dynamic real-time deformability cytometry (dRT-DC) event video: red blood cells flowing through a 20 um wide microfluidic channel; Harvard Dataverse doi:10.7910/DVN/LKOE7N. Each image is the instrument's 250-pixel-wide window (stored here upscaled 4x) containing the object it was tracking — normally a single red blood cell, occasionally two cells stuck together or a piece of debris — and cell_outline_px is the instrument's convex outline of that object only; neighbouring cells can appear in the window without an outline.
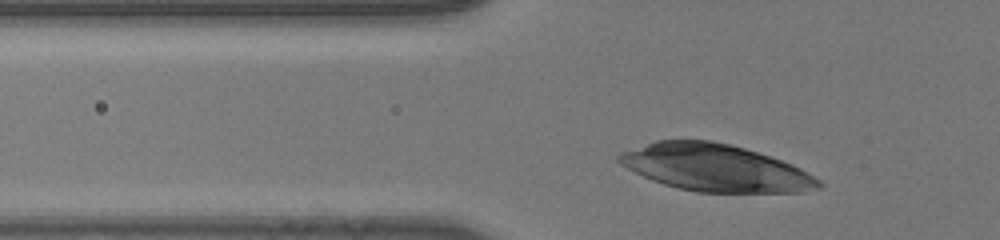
{"species": "human", "species_latin": "Homo sapiens", "temperature_condition": "room temperature", "stored_images_in_passage": 29, "camera_frame_rate_fps": 3000, "um_per_image_px": 0.085, "donor": {"sex": "male"}, "frame": {"image": 1, "passage_image": 4, "time_ms": 1.0, "image_size_px": [1000, 240], "cell_outline_px": [[824, 184], [820, 188], [804, 192], [696, 192], [676, 188], [652, 180], [620, 164], [616, 160], [616, 156], [620, 152], [656, 140], [712, 140], [744, 148], [792, 164], [800, 168], [820, 180]], "centroid_in_image_um": [60.78, 14.27], "position_along_channel_um": 65.0, "area_um2": 54.51}}
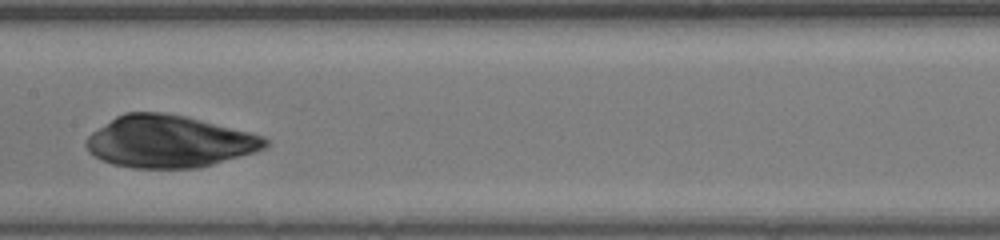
{"frame": {"image": 2, "passage_image": 14, "time_ms": 4.333, "image_size_px": [1000, 240], "cell_outline_px": [[268, 144], [264, 148], [256, 152], [200, 168], [132, 168], [112, 164], [100, 160], [88, 152], [84, 144], [88, 136], [92, 132], [116, 116], [124, 112], [164, 112], [184, 116], [252, 132], [264, 136], [268, 140]], "centroid_in_image_um": [14.37, 12.04], "position_along_channel_um": 193.0, "area_um2": 54.62}}
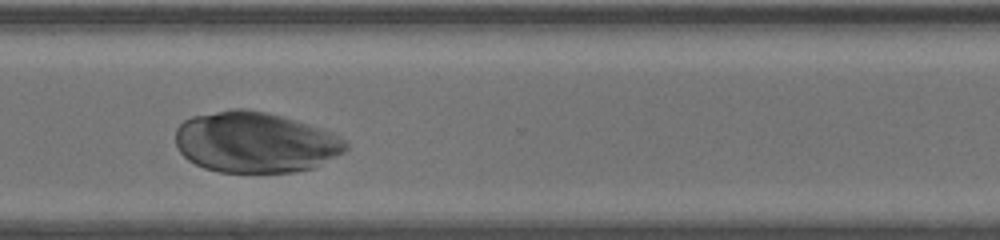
{"frame": {"image": 3, "passage_image": 25, "time_ms": 8.0, "image_size_px": [1000, 240], "cell_outline_px": [[348, 148], [344, 152], [316, 168], [296, 172], [220, 172], [204, 168], [188, 160], [180, 152], [176, 144], [176, 128], [184, 120], [192, 116], [232, 108], [244, 108], [264, 112], [296, 120], [332, 132], [340, 136], [348, 144]], "centroid_in_image_um": [21.7, 12.1], "position_along_channel_um": 348.9, "area_um2": 60.57}}